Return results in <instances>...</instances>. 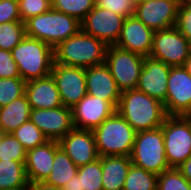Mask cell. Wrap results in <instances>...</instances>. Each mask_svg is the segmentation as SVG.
<instances>
[{"mask_svg":"<svg viewBox=\"0 0 191 190\" xmlns=\"http://www.w3.org/2000/svg\"><path fill=\"white\" fill-rule=\"evenodd\" d=\"M27 151L12 133H3L0 140V160L26 161Z\"/></svg>","mask_w":191,"mask_h":190,"instance_id":"obj_31","label":"cell"},{"mask_svg":"<svg viewBox=\"0 0 191 190\" xmlns=\"http://www.w3.org/2000/svg\"><path fill=\"white\" fill-rule=\"evenodd\" d=\"M7 190H29V187H19L14 189H7Z\"/></svg>","mask_w":191,"mask_h":190,"instance_id":"obj_42","label":"cell"},{"mask_svg":"<svg viewBox=\"0 0 191 190\" xmlns=\"http://www.w3.org/2000/svg\"><path fill=\"white\" fill-rule=\"evenodd\" d=\"M62 190H103L102 157L78 167L77 174L62 186Z\"/></svg>","mask_w":191,"mask_h":190,"instance_id":"obj_24","label":"cell"},{"mask_svg":"<svg viewBox=\"0 0 191 190\" xmlns=\"http://www.w3.org/2000/svg\"><path fill=\"white\" fill-rule=\"evenodd\" d=\"M144 58V56L119 48L116 45L108 46L105 64L109 67L121 92L136 89Z\"/></svg>","mask_w":191,"mask_h":190,"instance_id":"obj_8","label":"cell"},{"mask_svg":"<svg viewBox=\"0 0 191 190\" xmlns=\"http://www.w3.org/2000/svg\"><path fill=\"white\" fill-rule=\"evenodd\" d=\"M29 190H62L60 187L46 184L45 182H37L29 184Z\"/></svg>","mask_w":191,"mask_h":190,"instance_id":"obj_40","label":"cell"},{"mask_svg":"<svg viewBox=\"0 0 191 190\" xmlns=\"http://www.w3.org/2000/svg\"><path fill=\"white\" fill-rule=\"evenodd\" d=\"M131 165L130 156H102L103 190H123Z\"/></svg>","mask_w":191,"mask_h":190,"instance_id":"obj_22","label":"cell"},{"mask_svg":"<svg viewBox=\"0 0 191 190\" xmlns=\"http://www.w3.org/2000/svg\"><path fill=\"white\" fill-rule=\"evenodd\" d=\"M180 0H157L137 3L134 16L151 30L174 27Z\"/></svg>","mask_w":191,"mask_h":190,"instance_id":"obj_13","label":"cell"},{"mask_svg":"<svg viewBox=\"0 0 191 190\" xmlns=\"http://www.w3.org/2000/svg\"><path fill=\"white\" fill-rule=\"evenodd\" d=\"M58 141L48 140L44 144L27 151L25 171L29 184L44 182L50 175Z\"/></svg>","mask_w":191,"mask_h":190,"instance_id":"obj_20","label":"cell"},{"mask_svg":"<svg viewBox=\"0 0 191 190\" xmlns=\"http://www.w3.org/2000/svg\"><path fill=\"white\" fill-rule=\"evenodd\" d=\"M130 159L133 165L157 175L170 169L165 156L162 126L136 132Z\"/></svg>","mask_w":191,"mask_h":190,"instance_id":"obj_6","label":"cell"},{"mask_svg":"<svg viewBox=\"0 0 191 190\" xmlns=\"http://www.w3.org/2000/svg\"><path fill=\"white\" fill-rule=\"evenodd\" d=\"M92 132L99 157L131 155L136 131L117 111Z\"/></svg>","mask_w":191,"mask_h":190,"instance_id":"obj_5","label":"cell"},{"mask_svg":"<svg viewBox=\"0 0 191 190\" xmlns=\"http://www.w3.org/2000/svg\"><path fill=\"white\" fill-rule=\"evenodd\" d=\"M2 135H3V132L0 130V140H1Z\"/></svg>","mask_w":191,"mask_h":190,"instance_id":"obj_45","label":"cell"},{"mask_svg":"<svg viewBox=\"0 0 191 190\" xmlns=\"http://www.w3.org/2000/svg\"><path fill=\"white\" fill-rule=\"evenodd\" d=\"M29 187L25 162L0 160V190Z\"/></svg>","mask_w":191,"mask_h":190,"instance_id":"obj_25","label":"cell"},{"mask_svg":"<svg viewBox=\"0 0 191 190\" xmlns=\"http://www.w3.org/2000/svg\"><path fill=\"white\" fill-rule=\"evenodd\" d=\"M30 120L48 140L59 141L74 128L72 110L65 106L54 109H31Z\"/></svg>","mask_w":191,"mask_h":190,"instance_id":"obj_14","label":"cell"},{"mask_svg":"<svg viewBox=\"0 0 191 190\" xmlns=\"http://www.w3.org/2000/svg\"><path fill=\"white\" fill-rule=\"evenodd\" d=\"M30 105L26 94L0 108V130L12 133L30 120Z\"/></svg>","mask_w":191,"mask_h":190,"instance_id":"obj_23","label":"cell"},{"mask_svg":"<svg viewBox=\"0 0 191 190\" xmlns=\"http://www.w3.org/2000/svg\"><path fill=\"white\" fill-rule=\"evenodd\" d=\"M177 169L188 180V182L191 183V157L178 166Z\"/></svg>","mask_w":191,"mask_h":190,"instance_id":"obj_39","label":"cell"},{"mask_svg":"<svg viewBox=\"0 0 191 190\" xmlns=\"http://www.w3.org/2000/svg\"><path fill=\"white\" fill-rule=\"evenodd\" d=\"M181 3H191V0H180Z\"/></svg>","mask_w":191,"mask_h":190,"instance_id":"obj_44","label":"cell"},{"mask_svg":"<svg viewBox=\"0 0 191 190\" xmlns=\"http://www.w3.org/2000/svg\"><path fill=\"white\" fill-rule=\"evenodd\" d=\"M116 111L136 132L159 128L168 116L163 103L137 89L121 92Z\"/></svg>","mask_w":191,"mask_h":190,"instance_id":"obj_1","label":"cell"},{"mask_svg":"<svg viewBox=\"0 0 191 190\" xmlns=\"http://www.w3.org/2000/svg\"><path fill=\"white\" fill-rule=\"evenodd\" d=\"M11 53L25 82L51 75L54 48L45 42L25 36Z\"/></svg>","mask_w":191,"mask_h":190,"instance_id":"obj_3","label":"cell"},{"mask_svg":"<svg viewBox=\"0 0 191 190\" xmlns=\"http://www.w3.org/2000/svg\"><path fill=\"white\" fill-rule=\"evenodd\" d=\"M25 85L21 77L0 78V108L23 96Z\"/></svg>","mask_w":191,"mask_h":190,"instance_id":"obj_32","label":"cell"},{"mask_svg":"<svg viewBox=\"0 0 191 190\" xmlns=\"http://www.w3.org/2000/svg\"><path fill=\"white\" fill-rule=\"evenodd\" d=\"M158 175L131 165L123 190H157Z\"/></svg>","mask_w":191,"mask_h":190,"instance_id":"obj_27","label":"cell"},{"mask_svg":"<svg viewBox=\"0 0 191 190\" xmlns=\"http://www.w3.org/2000/svg\"><path fill=\"white\" fill-rule=\"evenodd\" d=\"M25 36V23L22 21L0 24V49L11 51Z\"/></svg>","mask_w":191,"mask_h":190,"instance_id":"obj_30","label":"cell"},{"mask_svg":"<svg viewBox=\"0 0 191 190\" xmlns=\"http://www.w3.org/2000/svg\"><path fill=\"white\" fill-rule=\"evenodd\" d=\"M58 143L77 167L99 159L92 130L73 128Z\"/></svg>","mask_w":191,"mask_h":190,"instance_id":"obj_17","label":"cell"},{"mask_svg":"<svg viewBox=\"0 0 191 190\" xmlns=\"http://www.w3.org/2000/svg\"><path fill=\"white\" fill-rule=\"evenodd\" d=\"M78 167L71 158L59 148L55 153L50 175L44 181L46 184L62 188L66 182L77 174Z\"/></svg>","mask_w":191,"mask_h":190,"instance_id":"obj_26","label":"cell"},{"mask_svg":"<svg viewBox=\"0 0 191 190\" xmlns=\"http://www.w3.org/2000/svg\"><path fill=\"white\" fill-rule=\"evenodd\" d=\"M170 69L161 60L145 57L136 89L165 104Z\"/></svg>","mask_w":191,"mask_h":190,"instance_id":"obj_16","label":"cell"},{"mask_svg":"<svg viewBox=\"0 0 191 190\" xmlns=\"http://www.w3.org/2000/svg\"><path fill=\"white\" fill-rule=\"evenodd\" d=\"M63 106L72 108L86 94L85 68L54 63L51 71Z\"/></svg>","mask_w":191,"mask_h":190,"instance_id":"obj_11","label":"cell"},{"mask_svg":"<svg viewBox=\"0 0 191 190\" xmlns=\"http://www.w3.org/2000/svg\"><path fill=\"white\" fill-rule=\"evenodd\" d=\"M175 27L191 44V3L180 4Z\"/></svg>","mask_w":191,"mask_h":190,"instance_id":"obj_36","label":"cell"},{"mask_svg":"<svg viewBox=\"0 0 191 190\" xmlns=\"http://www.w3.org/2000/svg\"><path fill=\"white\" fill-rule=\"evenodd\" d=\"M145 1H157V0H135L136 4L137 3H142V2H145Z\"/></svg>","mask_w":191,"mask_h":190,"instance_id":"obj_43","label":"cell"},{"mask_svg":"<svg viewBox=\"0 0 191 190\" xmlns=\"http://www.w3.org/2000/svg\"><path fill=\"white\" fill-rule=\"evenodd\" d=\"M183 67L187 71V73L191 76V53L189 55V58L185 61Z\"/></svg>","mask_w":191,"mask_h":190,"instance_id":"obj_41","label":"cell"},{"mask_svg":"<svg viewBox=\"0 0 191 190\" xmlns=\"http://www.w3.org/2000/svg\"><path fill=\"white\" fill-rule=\"evenodd\" d=\"M157 190H191V183L177 168H170L158 175Z\"/></svg>","mask_w":191,"mask_h":190,"instance_id":"obj_33","label":"cell"},{"mask_svg":"<svg viewBox=\"0 0 191 190\" xmlns=\"http://www.w3.org/2000/svg\"><path fill=\"white\" fill-rule=\"evenodd\" d=\"M124 19L121 15L95 5L80 22L81 31L103 41L107 46L115 45Z\"/></svg>","mask_w":191,"mask_h":190,"instance_id":"obj_10","label":"cell"},{"mask_svg":"<svg viewBox=\"0 0 191 190\" xmlns=\"http://www.w3.org/2000/svg\"><path fill=\"white\" fill-rule=\"evenodd\" d=\"M52 9L70 15L81 22L94 8L95 0H51Z\"/></svg>","mask_w":191,"mask_h":190,"instance_id":"obj_29","label":"cell"},{"mask_svg":"<svg viewBox=\"0 0 191 190\" xmlns=\"http://www.w3.org/2000/svg\"><path fill=\"white\" fill-rule=\"evenodd\" d=\"M190 53V42L175 26L154 32L150 57L178 67L184 65Z\"/></svg>","mask_w":191,"mask_h":190,"instance_id":"obj_9","label":"cell"},{"mask_svg":"<svg viewBox=\"0 0 191 190\" xmlns=\"http://www.w3.org/2000/svg\"><path fill=\"white\" fill-rule=\"evenodd\" d=\"M24 23L26 36L41 40L52 48L81 30V23L76 18L52 8Z\"/></svg>","mask_w":191,"mask_h":190,"instance_id":"obj_4","label":"cell"},{"mask_svg":"<svg viewBox=\"0 0 191 190\" xmlns=\"http://www.w3.org/2000/svg\"><path fill=\"white\" fill-rule=\"evenodd\" d=\"M21 77L11 51L0 49V78Z\"/></svg>","mask_w":191,"mask_h":190,"instance_id":"obj_37","label":"cell"},{"mask_svg":"<svg viewBox=\"0 0 191 190\" xmlns=\"http://www.w3.org/2000/svg\"><path fill=\"white\" fill-rule=\"evenodd\" d=\"M25 94L31 109H54L63 106L52 75L26 82Z\"/></svg>","mask_w":191,"mask_h":190,"instance_id":"obj_21","label":"cell"},{"mask_svg":"<svg viewBox=\"0 0 191 190\" xmlns=\"http://www.w3.org/2000/svg\"><path fill=\"white\" fill-rule=\"evenodd\" d=\"M21 21L43 14L52 8L51 0H18Z\"/></svg>","mask_w":191,"mask_h":190,"instance_id":"obj_34","label":"cell"},{"mask_svg":"<svg viewBox=\"0 0 191 190\" xmlns=\"http://www.w3.org/2000/svg\"><path fill=\"white\" fill-rule=\"evenodd\" d=\"M21 21L18 0H0V24Z\"/></svg>","mask_w":191,"mask_h":190,"instance_id":"obj_38","label":"cell"},{"mask_svg":"<svg viewBox=\"0 0 191 190\" xmlns=\"http://www.w3.org/2000/svg\"><path fill=\"white\" fill-rule=\"evenodd\" d=\"M95 5L125 18L133 16L136 8L135 0H95Z\"/></svg>","mask_w":191,"mask_h":190,"instance_id":"obj_35","label":"cell"},{"mask_svg":"<svg viewBox=\"0 0 191 190\" xmlns=\"http://www.w3.org/2000/svg\"><path fill=\"white\" fill-rule=\"evenodd\" d=\"M107 48L103 41L80 30L54 48V63L83 68L101 65Z\"/></svg>","mask_w":191,"mask_h":190,"instance_id":"obj_2","label":"cell"},{"mask_svg":"<svg viewBox=\"0 0 191 190\" xmlns=\"http://www.w3.org/2000/svg\"><path fill=\"white\" fill-rule=\"evenodd\" d=\"M164 107L167 115L191 114V76L183 66L170 69Z\"/></svg>","mask_w":191,"mask_h":190,"instance_id":"obj_12","label":"cell"},{"mask_svg":"<svg viewBox=\"0 0 191 190\" xmlns=\"http://www.w3.org/2000/svg\"><path fill=\"white\" fill-rule=\"evenodd\" d=\"M85 78L87 94L106 100L117 108L121 91L105 63L85 68Z\"/></svg>","mask_w":191,"mask_h":190,"instance_id":"obj_19","label":"cell"},{"mask_svg":"<svg viewBox=\"0 0 191 190\" xmlns=\"http://www.w3.org/2000/svg\"><path fill=\"white\" fill-rule=\"evenodd\" d=\"M12 134L23 145L26 151L34 149L48 141L43 132L31 120L23 123Z\"/></svg>","mask_w":191,"mask_h":190,"instance_id":"obj_28","label":"cell"},{"mask_svg":"<svg viewBox=\"0 0 191 190\" xmlns=\"http://www.w3.org/2000/svg\"><path fill=\"white\" fill-rule=\"evenodd\" d=\"M154 31L134 15L124 19L116 46L141 56H150Z\"/></svg>","mask_w":191,"mask_h":190,"instance_id":"obj_18","label":"cell"},{"mask_svg":"<svg viewBox=\"0 0 191 190\" xmlns=\"http://www.w3.org/2000/svg\"><path fill=\"white\" fill-rule=\"evenodd\" d=\"M71 110L74 128L85 130L95 129L116 111L108 101L90 94H86Z\"/></svg>","mask_w":191,"mask_h":190,"instance_id":"obj_15","label":"cell"},{"mask_svg":"<svg viewBox=\"0 0 191 190\" xmlns=\"http://www.w3.org/2000/svg\"><path fill=\"white\" fill-rule=\"evenodd\" d=\"M162 132L167 163L170 168H177L191 157V114L168 115Z\"/></svg>","mask_w":191,"mask_h":190,"instance_id":"obj_7","label":"cell"}]
</instances>
